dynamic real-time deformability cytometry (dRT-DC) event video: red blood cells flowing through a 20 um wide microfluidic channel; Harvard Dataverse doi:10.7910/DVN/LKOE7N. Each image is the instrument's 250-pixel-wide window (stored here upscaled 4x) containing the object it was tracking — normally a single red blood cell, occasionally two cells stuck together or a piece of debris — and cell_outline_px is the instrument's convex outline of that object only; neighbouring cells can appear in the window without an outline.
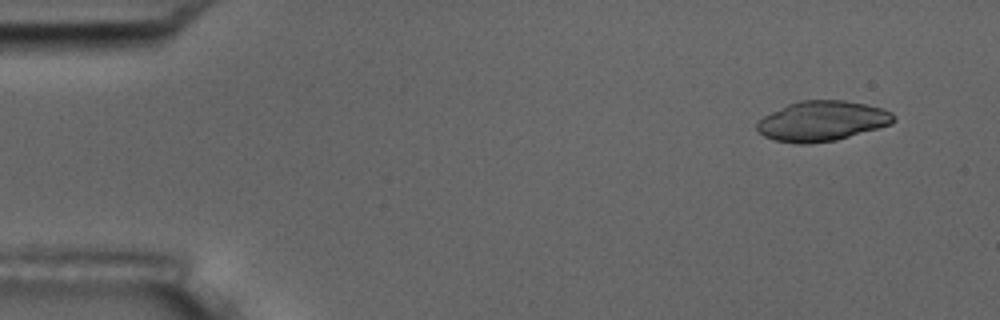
{"species": "common noctule bat (a hibernating species)", "species_latin": "Nyctalus noctula", "temperature_condition": "room temperature", "stored_images_in_passage": 4, "camera_frame_rate_fps": 3000, "um_per_image_px": 0.085, "animal": {"sex": "male", "body_mass_g": 17.5, "forearm_length_mm": 52.3}, "frame": {"image": 1, "passage_image": 1, "time_ms": 0.0, "image_size_px": [1000, 320], "cell_outline_px": [[896, 120], [892, 124], [836, 140], [808, 144], [796, 144], [772, 140], [764, 136], [756, 128], [756, 124], [764, 116], [788, 104], [800, 100], [844, 100], [864, 104], [880, 108], [892, 112], [896, 116]], "centroid_in_image_um": [69.88, 10.3], "position_along_channel_um": 15.1, "area_um2": 31.91}}